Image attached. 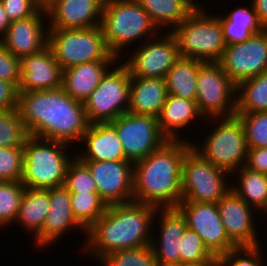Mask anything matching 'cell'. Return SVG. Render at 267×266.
Segmentation results:
<instances>
[{"mask_svg":"<svg viewBox=\"0 0 267 266\" xmlns=\"http://www.w3.org/2000/svg\"><path fill=\"white\" fill-rule=\"evenodd\" d=\"M81 161L91 170L97 193L108 206L133 202V163L131 161Z\"/></svg>","mask_w":267,"mask_h":266,"instance_id":"obj_15","label":"cell"},{"mask_svg":"<svg viewBox=\"0 0 267 266\" xmlns=\"http://www.w3.org/2000/svg\"><path fill=\"white\" fill-rule=\"evenodd\" d=\"M263 211L265 212V214L267 213V203H266V205H265Z\"/></svg>","mask_w":267,"mask_h":266,"instance_id":"obj_49","label":"cell"},{"mask_svg":"<svg viewBox=\"0 0 267 266\" xmlns=\"http://www.w3.org/2000/svg\"><path fill=\"white\" fill-rule=\"evenodd\" d=\"M110 123L117 130L125 158L132 163L145 158L168 140L154 116L126 112Z\"/></svg>","mask_w":267,"mask_h":266,"instance_id":"obj_12","label":"cell"},{"mask_svg":"<svg viewBox=\"0 0 267 266\" xmlns=\"http://www.w3.org/2000/svg\"><path fill=\"white\" fill-rule=\"evenodd\" d=\"M158 208L138 202L109 205L106 212L87 230L84 251L101 261L106 255L151 244L155 213ZM151 233V234H150ZM150 234V235H149Z\"/></svg>","mask_w":267,"mask_h":266,"instance_id":"obj_3","label":"cell"},{"mask_svg":"<svg viewBox=\"0 0 267 266\" xmlns=\"http://www.w3.org/2000/svg\"><path fill=\"white\" fill-rule=\"evenodd\" d=\"M64 186L70 193H97L96 182L91 170L77 157L69 163Z\"/></svg>","mask_w":267,"mask_h":266,"instance_id":"obj_39","label":"cell"},{"mask_svg":"<svg viewBox=\"0 0 267 266\" xmlns=\"http://www.w3.org/2000/svg\"><path fill=\"white\" fill-rule=\"evenodd\" d=\"M191 146L183 139L167 140L133 163V201L158 209L177 208L182 201V163Z\"/></svg>","mask_w":267,"mask_h":266,"instance_id":"obj_2","label":"cell"},{"mask_svg":"<svg viewBox=\"0 0 267 266\" xmlns=\"http://www.w3.org/2000/svg\"><path fill=\"white\" fill-rule=\"evenodd\" d=\"M202 116L195 100L168 94L157 120L162 134L168 140H180L179 136H176L177 130L184 129L193 119Z\"/></svg>","mask_w":267,"mask_h":266,"instance_id":"obj_26","label":"cell"},{"mask_svg":"<svg viewBox=\"0 0 267 266\" xmlns=\"http://www.w3.org/2000/svg\"><path fill=\"white\" fill-rule=\"evenodd\" d=\"M237 171L240 184L229 187L255 210H263L267 203V174L253 172L245 166Z\"/></svg>","mask_w":267,"mask_h":266,"instance_id":"obj_32","label":"cell"},{"mask_svg":"<svg viewBox=\"0 0 267 266\" xmlns=\"http://www.w3.org/2000/svg\"><path fill=\"white\" fill-rule=\"evenodd\" d=\"M81 140H86L87 149L82 155H77L79 160H127L117 130L110 122L90 124Z\"/></svg>","mask_w":267,"mask_h":266,"instance_id":"obj_23","label":"cell"},{"mask_svg":"<svg viewBox=\"0 0 267 266\" xmlns=\"http://www.w3.org/2000/svg\"><path fill=\"white\" fill-rule=\"evenodd\" d=\"M101 262L105 266H159L150 245L112 252Z\"/></svg>","mask_w":267,"mask_h":266,"instance_id":"obj_36","label":"cell"},{"mask_svg":"<svg viewBox=\"0 0 267 266\" xmlns=\"http://www.w3.org/2000/svg\"><path fill=\"white\" fill-rule=\"evenodd\" d=\"M260 249L259 245L231 249L217 257L218 266H261Z\"/></svg>","mask_w":267,"mask_h":266,"instance_id":"obj_41","label":"cell"},{"mask_svg":"<svg viewBox=\"0 0 267 266\" xmlns=\"http://www.w3.org/2000/svg\"><path fill=\"white\" fill-rule=\"evenodd\" d=\"M217 206L226 234L236 247L259 245L252 221L253 207L232 189L217 202Z\"/></svg>","mask_w":267,"mask_h":266,"instance_id":"obj_19","label":"cell"},{"mask_svg":"<svg viewBox=\"0 0 267 266\" xmlns=\"http://www.w3.org/2000/svg\"><path fill=\"white\" fill-rule=\"evenodd\" d=\"M116 60L83 63L63 70L62 89L73 99L84 103L98 87L108 67Z\"/></svg>","mask_w":267,"mask_h":266,"instance_id":"obj_24","label":"cell"},{"mask_svg":"<svg viewBox=\"0 0 267 266\" xmlns=\"http://www.w3.org/2000/svg\"><path fill=\"white\" fill-rule=\"evenodd\" d=\"M21 79L18 92L52 90L62 87L63 69L55 60L52 49L23 56L20 59Z\"/></svg>","mask_w":267,"mask_h":266,"instance_id":"obj_20","label":"cell"},{"mask_svg":"<svg viewBox=\"0 0 267 266\" xmlns=\"http://www.w3.org/2000/svg\"><path fill=\"white\" fill-rule=\"evenodd\" d=\"M221 118L222 121L216 125L209 137H206L201 149L195 144L192 146L215 167L231 175L246 165L248 147L240 119L236 115Z\"/></svg>","mask_w":267,"mask_h":266,"instance_id":"obj_9","label":"cell"},{"mask_svg":"<svg viewBox=\"0 0 267 266\" xmlns=\"http://www.w3.org/2000/svg\"><path fill=\"white\" fill-rule=\"evenodd\" d=\"M228 176L191 146L182 163L181 202L217 203L231 189L225 179Z\"/></svg>","mask_w":267,"mask_h":266,"instance_id":"obj_8","label":"cell"},{"mask_svg":"<svg viewBox=\"0 0 267 266\" xmlns=\"http://www.w3.org/2000/svg\"><path fill=\"white\" fill-rule=\"evenodd\" d=\"M241 121L248 148L267 147V111L236 113Z\"/></svg>","mask_w":267,"mask_h":266,"instance_id":"obj_37","label":"cell"},{"mask_svg":"<svg viewBox=\"0 0 267 266\" xmlns=\"http://www.w3.org/2000/svg\"><path fill=\"white\" fill-rule=\"evenodd\" d=\"M10 23L11 21L9 20L7 13L5 12L4 7L0 1V35H2V37L6 34Z\"/></svg>","mask_w":267,"mask_h":266,"instance_id":"obj_47","label":"cell"},{"mask_svg":"<svg viewBox=\"0 0 267 266\" xmlns=\"http://www.w3.org/2000/svg\"><path fill=\"white\" fill-rule=\"evenodd\" d=\"M18 93V88L13 83L0 80V110L17 108Z\"/></svg>","mask_w":267,"mask_h":266,"instance_id":"obj_45","label":"cell"},{"mask_svg":"<svg viewBox=\"0 0 267 266\" xmlns=\"http://www.w3.org/2000/svg\"><path fill=\"white\" fill-rule=\"evenodd\" d=\"M166 36L152 38L147 44L139 47L124 64L131 77L165 78L169 69L180 58L178 43L169 31Z\"/></svg>","mask_w":267,"mask_h":266,"instance_id":"obj_16","label":"cell"},{"mask_svg":"<svg viewBox=\"0 0 267 266\" xmlns=\"http://www.w3.org/2000/svg\"><path fill=\"white\" fill-rule=\"evenodd\" d=\"M236 94V113L267 111V70L240 82Z\"/></svg>","mask_w":267,"mask_h":266,"instance_id":"obj_31","label":"cell"},{"mask_svg":"<svg viewBox=\"0 0 267 266\" xmlns=\"http://www.w3.org/2000/svg\"><path fill=\"white\" fill-rule=\"evenodd\" d=\"M49 207V189L25 187L15 221L29 229L36 238L42 231Z\"/></svg>","mask_w":267,"mask_h":266,"instance_id":"obj_27","label":"cell"},{"mask_svg":"<svg viewBox=\"0 0 267 266\" xmlns=\"http://www.w3.org/2000/svg\"><path fill=\"white\" fill-rule=\"evenodd\" d=\"M198 7L171 33L178 43L180 57L203 62H219L226 48L218 17L207 15Z\"/></svg>","mask_w":267,"mask_h":266,"instance_id":"obj_5","label":"cell"},{"mask_svg":"<svg viewBox=\"0 0 267 266\" xmlns=\"http://www.w3.org/2000/svg\"><path fill=\"white\" fill-rule=\"evenodd\" d=\"M177 209L185 217L187 227L197 233L214 256L236 248L226 234L217 203L180 202Z\"/></svg>","mask_w":267,"mask_h":266,"instance_id":"obj_14","label":"cell"},{"mask_svg":"<svg viewBox=\"0 0 267 266\" xmlns=\"http://www.w3.org/2000/svg\"><path fill=\"white\" fill-rule=\"evenodd\" d=\"M237 85L223 71L219 62H204L197 77L196 102L200 113L210 118L236 114Z\"/></svg>","mask_w":267,"mask_h":266,"instance_id":"obj_11","label":"cell"},{"mask_svg":"<svg viewBox=\"0 0 267 266\" xmlns=\"http://www.w3.org/2000/svg\"><path fill=\"white\" fill-rule=\"evenodd\" d=\"M161 213L160 242L156 245L155 239L151 241V248L154 252L159 266L180 265V239L187 228L185 217L177 208L159 209Z\"/></svg>","mask_w":267,"mask_h":266,"instance_id":"obj_22","label":"cell"},{"mask_svg":"<svg viewBox=\"0 0 267 266\" xmlns=\"http://www.w3.org/2000/svg\"><path fill=\"white\" fill-rule=\"evenodd\" d=\"M23 147H0V181H21Z\"/></svg>","mask_w":267,"mask_h":266,"instance_id":"obj_40","label":"cell"},{"mask_svg":"<svg viewBox=\"0 0 267 266\" xmlns=\"http://www.w3.org/2000/svg\"><path fill=\"white\" fill-rule=\"evenodd\" d=\"M252 4L259 21L267 28V0H253Z\"/></svg>","mask_w":267,"mask_h":266,"instance_id":"obj_46","label":"cell"},{"mask_svg":"<svg viewBox=\"0 0 267 266\" xmlns=\"http://www.w3.org/2000/svg\"><path fill=\"white\" fill-rule=\"evenodd\" d=\"M20 117L29 135L73 143L88 130L84 103L70 97L62 87L18 93Z\"/></svg>","mask_w":267,"mask_h":266,"instance_id":"obj_1","label":"cell"},{"mask_svg":"<svg viewBox=\"0 0 267 266\" xmlns=\"http://www.w3.org/2000/svg\"><path fill=\"white\" fill-rule=\"evenodd\" d=\"M42 15L48 16L45 5L30 17L12 21L0 43L19 59L42 51L48 46L49 29L44 27Z\"/></svg>","mask_w":267,"mask_h":266,"instance_id":"obj_18","label":"cell"},{"mask_svg":"<svg viewBox=\"0 0 267 266\" xmlns=\"http://www.w3.org/2000/svg\"><path fill=\"white\" fill-rule=\"evenodd\" d=\"M148 13L154 25L173 26L175 29L197 7L194 0H137Z\"/></svg>","mask_w":267,"mask_h":266,"instance_id":"obj_30","label":"cell"},{"mask_svg":"<svg viewBox=\"0 0 267 266\" xmlns=\"http://www.w3.org/2000/svg\"><path fill=\"white\" fill-rule=\"evenodd\" d=\"M251 6V10L247 7H237L228 16L218 17L226 46L242 43L265 29L257 17L253 4Z\"/></svg>","mask_w":267,"mask_h":266,"instance_id":"obj_28","label":"cell"},{"mask_svg":"<svg viewBox=\"0 0 267 266\" xmlns=\"http://www.w3.org/2000/svg\"><path fill=\"white\" fill-rule=\"evenodd\" d=\"M130 83L131 74L124 63L107 70L98 87L84 102L90 124L112 122L128 112Z\"/></svg>","mask_w":267,"mask_h":266,"instance_id":"obj_10","label":"cell"},{"mask_svg":"<svg viewBox=\"0 0 267 266\" xmlns=\"http://www.w3.org/2000/svg\"><path fill=\"white\" fill-rule=\"evenodd\" d=\"M180 264L195 263L199 261H218L197 233L186 228L182 238L180 239Z\"/></svg>","mask_w":267,"mask_h":266,"instance_id":"obj_38","label":"cell"},{"mask_svg":"<svg viewBox=\"0 0 267 266\" xmlns=\"http://www.w3.org/2000/svg\"><path fill=\"white\" fill-rule=\"evenodd\" d=\"M204 62L180 57L165 76L168 94L196 100L198 70Z\"/></svg>","mask_w":267,"mask_h":266,"instance_id":"obj_29","label":"cell"},{"mask_svg":"<svg viewBox=\"0 0 267 266\" xmlns=\"http://www.w3.org/2000/svg\"><path fill=\"white\" fill-rule=\"evenodd\" d=\"M69 144L29 135L24 143L21 182L27 188L49 189L63 186L72 161L66 155Z\"/></svg>","mask_w":267,"mask_h":266,"instance_id":"obj_4","label":"cell"},{"mask_svg":"<svg viewBox=\"0 0 267 266\" xmlns=\"http://www.w3.org/2000/svg\"><path fill=\"white\" fill-rule=\"evenodd\" d=\"M20 79V59L11 54L0 43V80L13 83L18 88Z\"/></svg>","mask_w":267,"mask_h":266,"instance_id":"obj_43","label":"cell"},{"mask_svg":"<svg viewBox=\"0 0 267 266\" xmlns=\"http://www.w3.org/2000/svg\"><path fill=\"white\" fill-rule=\"evenodd\" d=\"M100 26L108 50L118 59L123 47L150 32L151 37L157 33V27L137 0H105Z\"/></svg>","mask_w":267,"mask_h":266,"instance_id":"obj_6","label":"cell"},{"mask_svg":"<svg viewBox=\"0 0 267 266\" xmlns=\"http://www.w3.org/2000/svg\"><path fill=\"white\" fill-rule=\"evenodd\" d=\"M219 63L236 85L265 72L267 70V28L242 43L227 45Z\"/></svg>","mask_w":267,"mask_h":266,"instance_id":"obj_13","label":"cell"},{"mask_svg":"<svg viewBox=\"0 0 267 266\" xmlns=\"http://www.w3.org/2000/svg\"><path fill=\"white\" fill-rule=\"evenodd\" d=\"M50 207L41 233L35 241L38 246H48L58 240L65 232L74 226L82 228L76 220L71 209V195L63 185L49 188Z\"/></svg>","mask_w":267,"mask_h":266,"instance_id":"obj_21","label":"cell"},{"mask_svg":"<svg viewBox=\"0 0 267 266\" xmlns=\"http://www.w3.org/2000/svg\"><path fill=\"white\" fill-rule=\"evenodd\" d=\"M48 46L63 70L99 60H118L108 50L101 26L48 29Z\"/></svg>","mask_w":267,"mask_h":266,"instance_id":"obj_7","label":"cell"},{"mask_svg":"<svg viewBox=\"0 0 267 266\" xmlns=\"http://www.w3.org/2000/svg\"><path fill=\"white\" fill-rule=\"evenodd\" d=\"M71 209L77 222L87 231L108 207L98 193H70Z\"/></svg>","mask_w":267,"mask_h":266,"instance_id":"obj_33","label":"cell"},{"mask_svg":"<svg viewBox=\"0 0 267 266\" xmlns=\"http://www.w3.org/2000/svg\"><path fill=\"white\" fill-rule=\"evenodd\" d=\"M105 0H47L49 29H83L100 26Z\"/></svg>","mask_w":267,"mask_h":266,"instance_id":"obj_17","label":"cell"},{"mask_svg":"<svg viewBox=\"0 0 267 266\" xmlns=\"http://www.w3.org/2000/svg\"><path fill=\"white\" fill-rule=\"evenodd\" d=\"M24 191L21 181H0V226L15 222Z\"/></svg>","mask_w":267,"mask_h":266,"instance_id":"obj_35","label":"cell"},{"mask_svg":"<svg viewBox=\"0 0 267 266\" xmlns=\"http://www.w3.org/2000/svg\"><path fill=\"white\" fill-rule=\"evenodd\" d=\"M9 20L17 21L34 15L43 5L42 0H0Z\"/></svg>","mask_w":267,"mask_h":266,"instance_id":"obj_42","label":"cell"},{"mask_svg":"<svg viewBox=\"0 0 267 266\" xmlns=\"http://www.w3.org/2000/svg\"><path fill=\"white\" fill-rule=\"evenodd\" d=\"M28 136L17 108L0 110V147H24Z\"/></svg>","mask_w":267,"mask_h":266,"instance_id":"obj_34","label":"cell"},{"mask_svg":"<svg viewBox=\"0 0 267 266\" xmlns=\"http://www.w3.org/2000/svg\"><path fill=\"white\" fill-rule=\"evenodd\" d=\"M167 96L165 78L131 77L128 112L157 117Z\"/></svg>","mask_w":267,"mask_h":266,"instance_id":"obj_25","label":"cell"},{"mask_svg":"<svg viewBox=\"0 0 267 266\" xmlns=\"http://www.w3.org/2000/svg\"><path fill=\"white\" fill-rule=\"evenodd\" d=\"M246 168L267 174V147L248 148Z\"/></svg>","mask_w":267,"mask_h":266,"instance_id":"obj_44","label":"cell"},{"mask_svg":"<svg viewBox=\"0 0 267 266\" xmlns=\"http://www.w3.org/2000/svg\"><path fill=\"white\" fill-rule=\"evenodd\" d=\"M179 266H218V261H199L195 263H182Z\"/></svg>","mask_w":267,"mask_h":266,"instance_id":"obj_48","label":"cell"}]
</instances>
